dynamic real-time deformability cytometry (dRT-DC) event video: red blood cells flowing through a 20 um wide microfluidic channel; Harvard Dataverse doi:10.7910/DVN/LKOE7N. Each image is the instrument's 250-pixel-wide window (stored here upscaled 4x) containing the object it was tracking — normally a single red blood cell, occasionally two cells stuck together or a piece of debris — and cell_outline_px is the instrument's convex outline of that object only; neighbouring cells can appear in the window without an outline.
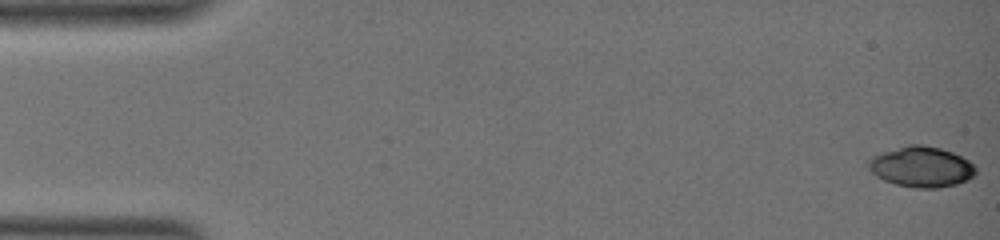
{"species": "common noctule bat (a hibernating species)", "species_latin": "Nyctalus noctula", "temperature_condition": "warm", "stored_images_in_passage": 25, "camera_frame_rate_fps": 3000, "um_per_image_px": 0.085, "animal": {"sex": "female", "body_mass_g": 19.0, "forearm_length_mm": 51.5}, "frame": {"image": 1, "passage_image": 1, "time_ms": 0.0, "image_size_px": [1000, 240], "cell_outline_px": [[976, 172], [968, 180], [956, 184], [936, 188], [916, 188], [896, 184], [884, 180], [876, 176], [868, 168], [868, 160], [872, 156], [908, 144], [924, 144], [940, 148], [952, 152], [968, 160], [976, 168]], "centroid_in_image_um": [78.31, 14.17], "position_along_channel_um": 6.7, "area_um2": 25.26}}
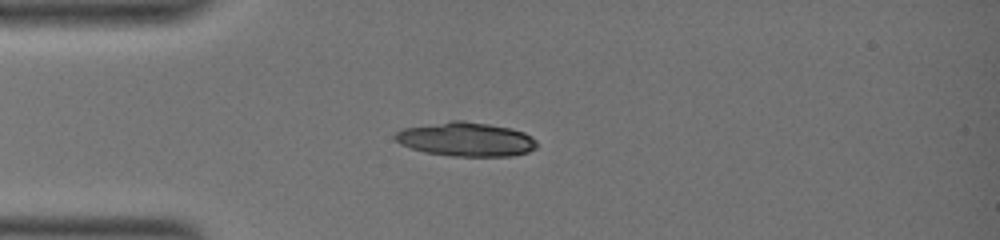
{"frame": {"image": 2, "passage_image": 16, "time_ms": 5.0, "image_size_px": [1000, 240], "cell_outline_px": [[536, 148], [528, 152], [512, 156], [452, 156], [424, 152], [400, 144], [392, 136], [396, 132], [404, 128], [448, 120], [464, 120], [512, 128], [524, 132], [532, 136], [536, 140]], "centroid_in_image_um": [39.61, 11.83], "position_along_channel_um": 45.4, "area_um2": 28.32}}